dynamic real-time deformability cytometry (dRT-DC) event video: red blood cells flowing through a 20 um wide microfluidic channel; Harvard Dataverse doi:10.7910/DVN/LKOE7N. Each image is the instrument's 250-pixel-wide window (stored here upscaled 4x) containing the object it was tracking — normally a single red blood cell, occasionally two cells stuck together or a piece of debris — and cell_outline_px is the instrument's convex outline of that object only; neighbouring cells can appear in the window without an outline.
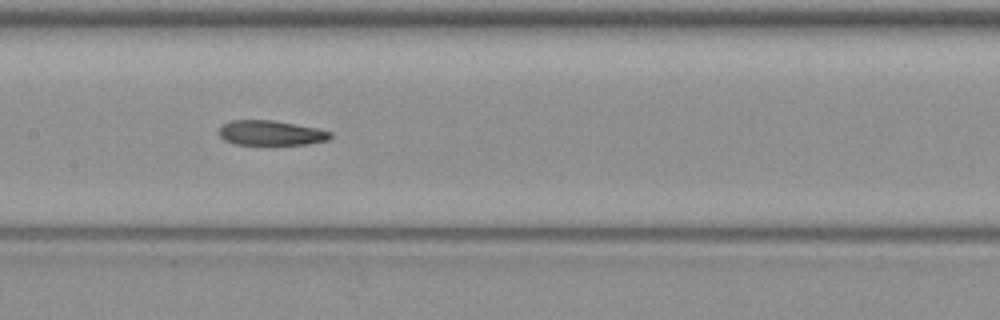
{"species": "common noctule bat (a hibernating species)", "species_latin": "Nyctalus noctula", "temperature_condition": "warm", "stored_images_in_passage": 9, "camera_frame_rate_fps": 3000, "um_per_image_px": 0.085, "animal": {"sex": "female", "body_mass_g": 19.3, "forearm_length_mm": 54.1}, "frame": {"image": 1, "passage_image": 7, "time_ms": 9.333, "image_size_px": [1000, 320], "cell_outline_px": [[332, 136], [328, 140], [308, 144], [232, 144], [224, 140], [220, 136], [220, 128], [224, 124], [232, 120], [272, 120], [316, 128], [332, 132]], "centroid_in_image_um": [23.03, 11.3], "position_along_channel_um": 184.4, "area_um2": 15.95}}
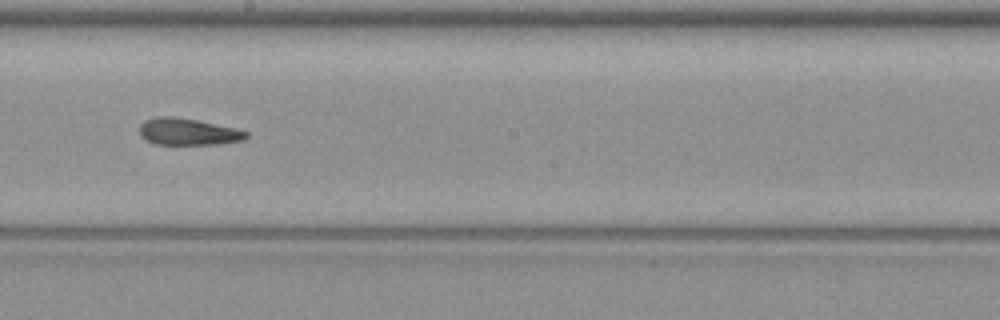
{"frame": {"image": 2, "passage_image": 8, "time_ms": 10.667, "image_size_px": [1000, 320], "cell_outline_px": [[248, 136], [244, 140], [216, 144], [152, 144], [144, 140], [140, 136], [140, 124], [144, 120], [156, 116], [172, 116], [196, 120], [236, 128], [248, 132]], "centroid_in_image_um": [15.94, 11.2], "position_along_channel_um": 232.3, "area_um2": 16.76}}
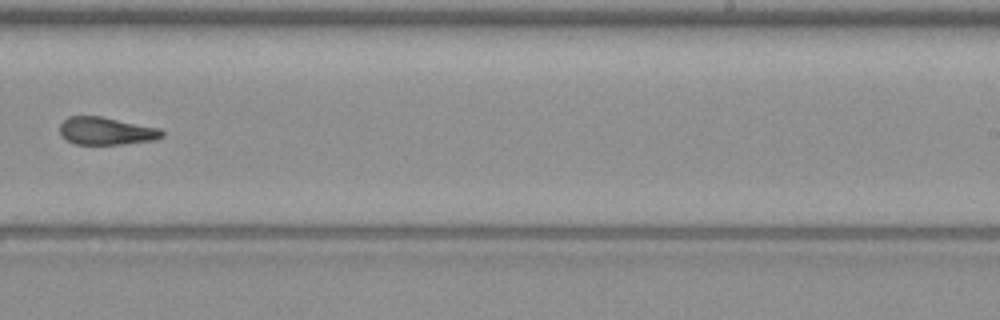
{"frame": {"image": 3, "passage_image": 9, "time_ms": 12.0, "image_size_px": [1000, 320], "cell_outline_px": [[164, 136], [156, 140], [124, 144], [76, 144], [60, 136], [60, 124], [68, 116], [100, 116], [160, 128], [164, 132]], "centroid_in_image_um": [9.05, 11.14], "position_along_channel_um": 280.0, "area_um2": 16.53}}